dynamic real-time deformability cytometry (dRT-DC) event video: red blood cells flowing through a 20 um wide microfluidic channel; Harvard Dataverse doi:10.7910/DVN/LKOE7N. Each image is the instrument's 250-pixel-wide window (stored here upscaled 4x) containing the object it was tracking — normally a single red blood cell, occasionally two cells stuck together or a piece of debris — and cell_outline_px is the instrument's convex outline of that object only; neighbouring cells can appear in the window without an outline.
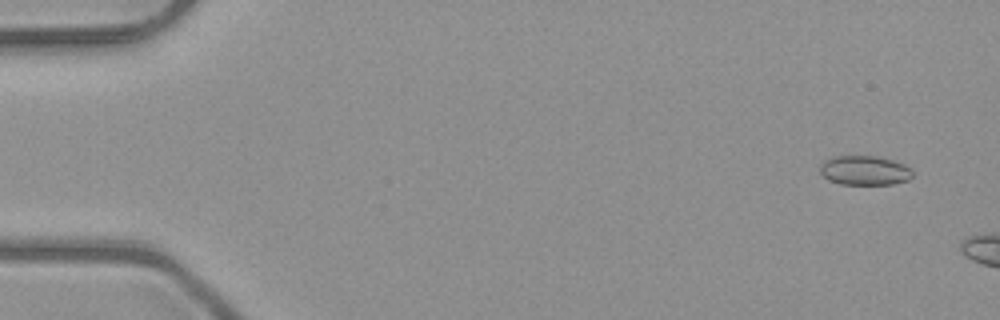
{"species": "common noctule bat (a hibernating species)", "species_latin": "Nyctalus noctula", "temperature_condition": "room temperature", "stored_images_in_passage": 7, "camera_frame_rate_fps": 3000, "um_per_image_px": 0.085, "animal": {"sex": "male", "body_mass_g": 23.1, "forearm_length_mm": 52.7}, "frame": {"image": 1, "passage_image": 2, "time_ms": 0.333, "image_size_px": [1000, 320], "cell_outline_px": [[912, 176], [908, 180], [892, 184], [840, 184], [828, 180], [820, 172], [820, 164], [824, 160], [832, 156], [880, 156], [904, 164], [912, 168]], "centroid_in_image_um": [73.49, 14.48], "position_along_channel_um": 11.5, "area_um2": 16.01}}